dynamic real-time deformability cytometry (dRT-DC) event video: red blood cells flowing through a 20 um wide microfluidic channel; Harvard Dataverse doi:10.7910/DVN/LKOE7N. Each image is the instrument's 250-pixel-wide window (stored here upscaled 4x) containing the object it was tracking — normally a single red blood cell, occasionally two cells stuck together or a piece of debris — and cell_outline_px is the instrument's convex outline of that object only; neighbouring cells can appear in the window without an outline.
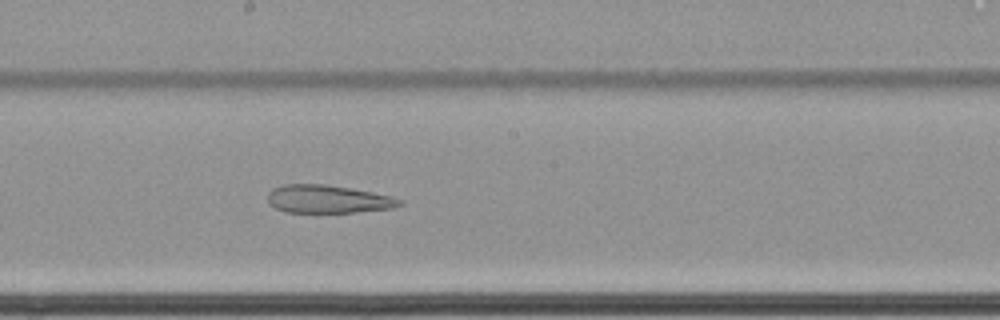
{"species": "common noctule bat (a hibernating species)", "species_latin": "Nyctalus noctula", "temperature_condition": "cold", "stored_images_in_passage": 65, "camera_frame_rate_fps": 3000, "um_per_image_px": 0.085, "animal": {"sex": "female", "body_mass_g": 22.7, "forearm_length_mm": 54.2}, "frame": {"image": 1, "passage_image": 39, "time_ms": 12.667, "image_size_px": [1000, 320], "cell_outline_px": [[404, 204], [396, 208], [356, 212], [284, 212], [268, 204], [268, 192], [272, 188], [284, 184], [324, 184], [372, 192], [392, 196], [404, 200]], "centroid_in_image_um": [27.9, 16.93], "position_along_channel_um": 220.3, "area_um2": 21.73}}
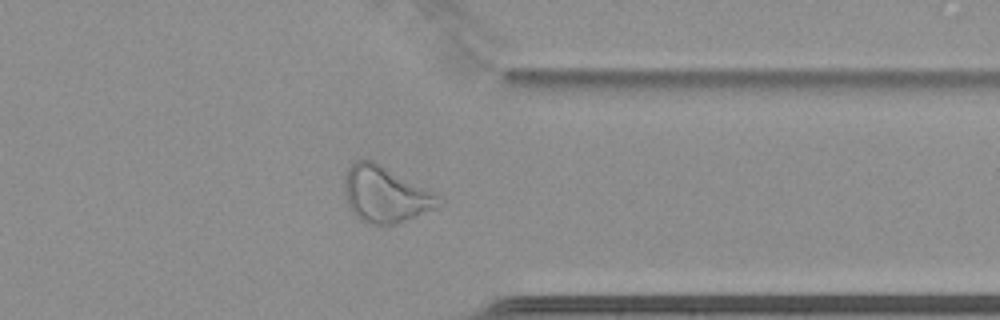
{"frame": {"image": 2, "passage_image": 53, "time_ms": 17.333, "image_size_px": [1000, 320], "cell_outline_px": [[444, 204], [436, 208], [396, 224], [368, 224], [360, 220], [348, 208], [344, 192], [344, 172], [356, 160], [372, 160], [380, 164], [440, 196]], "centroid_in_image_um": [32.72, 16.54], "position_along_channel_um": 378.7, "area_um2": 30.75}}
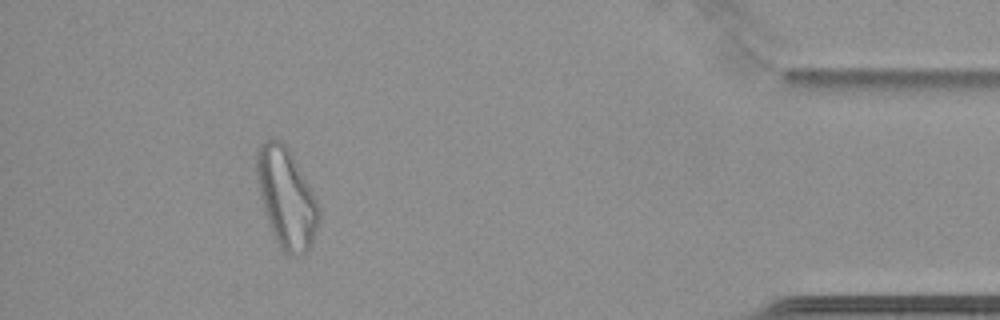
{"frame": {"image": 3, "passage_image": 60, "time_ms": 19.667, "image_size_px": [1000, 320], "cell_outline_px": [[320, 220], [312, 244], [300, 256], [292, 256], [284, 252], [280, 248], [272, 232], [260, 196], [256, 180], [256, 152], [264, 140], [280, 140], [288, 148], [316, 200], [320, 208]], "centroid_in_image_um": [24.34, 16.85], "position_along_channel_um": 410.9, "area_um2": 35.6}}